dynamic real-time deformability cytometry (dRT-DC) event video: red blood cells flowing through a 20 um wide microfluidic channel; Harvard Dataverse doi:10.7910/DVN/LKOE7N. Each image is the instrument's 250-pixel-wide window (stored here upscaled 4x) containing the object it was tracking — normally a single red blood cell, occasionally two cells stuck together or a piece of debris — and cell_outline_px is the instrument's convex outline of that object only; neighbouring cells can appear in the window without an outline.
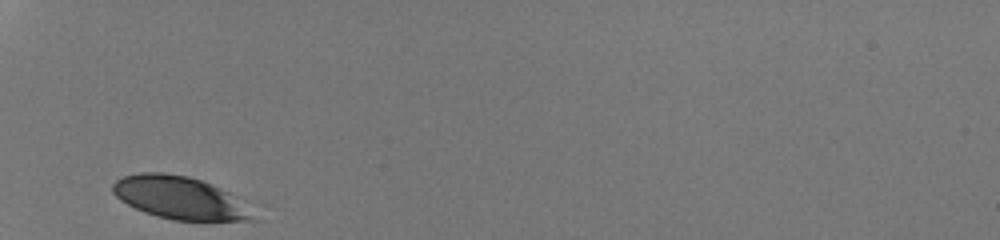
{"species": "human", "species_latin": "Homo sapiens", "temperature_condition": "room temperature", "stored_images_in_passage": 26, "camera_frame_rate_fps": 3000, "um_per_image_px": 0.085, "donor": {"sex": "male"}, "frame": {"image": 1, "passage_image": 1, "time_ms": 0.0, "image_size_px": [1000, 240], "cell_outline_px": [[264, 220], [172, 220], [156, 216], [144, 212], [120, 200], [112, 192], [112, 184], [116, 180], [124, 176], [140, 172], [164, 172], [188, 176], [200, 180], [220, 188], [236, 196]], "centroid_in_image_um": [15.32, 16.82], "position_along_channel_um": 69.7, "area_um2": 35.08}}
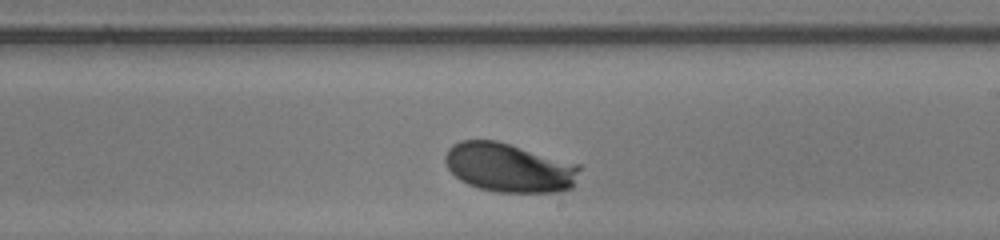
{"frame": {"image": 2, "passage_image": 15, "time_ms": 4.667, "image_size_px": [1000, 240], "cell_outline_px": [[580, 168], [572, 188], [560, 192], [496, 192], [480, 188], [468, 184], [460, 180], [448, 168], [444, 160], [444, 156], [448, 148], [452, 144], [460, 140], [496, 140], [580, 164]], "centroid_in_image_um": [43.27, 14.24], "position_along_channel_um": 245.7, "area_um2": 38.49}}
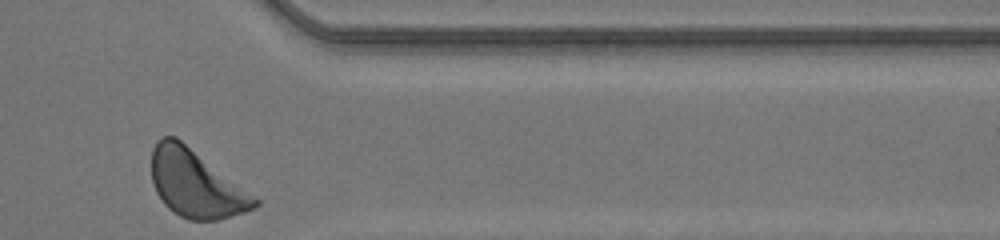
{"frame": {"image": 3, "passage_image": 26, "time_ms": 8.333, "image_size_px": [1000, 240], "cell_outline_px": [[260, 204], [244, 212], [216, 220], [188, 220], [180, 216], [168, 208], [164, 204], [156, 192], [152, 184], [152, 148], [156, 140], [164, 136], [176, 136], [260, 200]], "centroid_in_image_um": [16.61, 15.61], "position_along_channel_um": 394.8, "area_um2": 40.17}, "authors_computed_cell_mechanics": {"area_um2": 37.7723, "velocity_mm_per_s": 4.133, "shape_relaxation_time_tau1_ms": 2.6579, "shape_relaxation_time_tau2_ms": null, "deformation_change_tau1": 0.1539, "deformation_change_tau2": null}}